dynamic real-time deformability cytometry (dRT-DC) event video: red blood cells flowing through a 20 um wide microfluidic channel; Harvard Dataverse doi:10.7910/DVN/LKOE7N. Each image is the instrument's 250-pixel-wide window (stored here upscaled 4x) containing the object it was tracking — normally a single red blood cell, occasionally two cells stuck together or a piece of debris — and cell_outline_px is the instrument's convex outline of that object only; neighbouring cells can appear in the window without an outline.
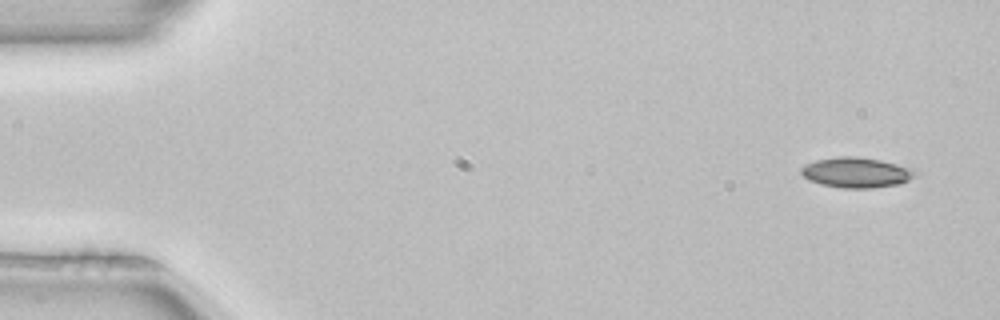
{"species": "common noctule bat (a hibernating species)", "species_latin": "Nyctalus noctula", "temperature_condition": "room temperature", "stored_images_in_passage": 4, "camera_frame_rate_fps": 3000, "um_per_image_px": 0.085, "animal": {"sex": "female", "body_mass_g": 22.7, "forearm_length_mm": 54.2}, "frame": {"image": 1, "passage_image": 1, "time_ms": 0.0, "image_size_px": [1000, 320], "cell_outline_px": [[916, 176], [900, 184], [872, 188], [840, 188], [820, 184], [808, 180], [800, 172], [800, 168], [816, 160], [836, 156], [856, 156], [880, 160], [896, 164], [916, 172]], "centroid_in_image_um": [72.74, 14.67], "position_along_channel_um": 12.3, "area_um2": 20.0}}
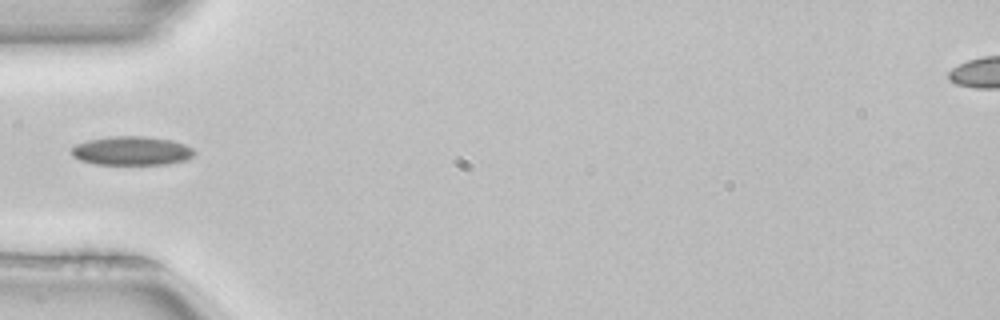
{"frame": {"image": 2, "passage_image": 4, "time_ms": 1.0, "image_size_px": [1000, 320], "cell_outline_px": [[196, 152], [188, 160], [168, 164], [96, 164], [80, 160], [72, 156], [72, 148], [76, 144], [88, 140], [112, 136], [144, 136], [172, 140], [184, 144], [192, 148]], "centroid_in_image_um": [11.22, 12.82], "position_along_channel_um": 73.8, "area_um2": 20.69}}